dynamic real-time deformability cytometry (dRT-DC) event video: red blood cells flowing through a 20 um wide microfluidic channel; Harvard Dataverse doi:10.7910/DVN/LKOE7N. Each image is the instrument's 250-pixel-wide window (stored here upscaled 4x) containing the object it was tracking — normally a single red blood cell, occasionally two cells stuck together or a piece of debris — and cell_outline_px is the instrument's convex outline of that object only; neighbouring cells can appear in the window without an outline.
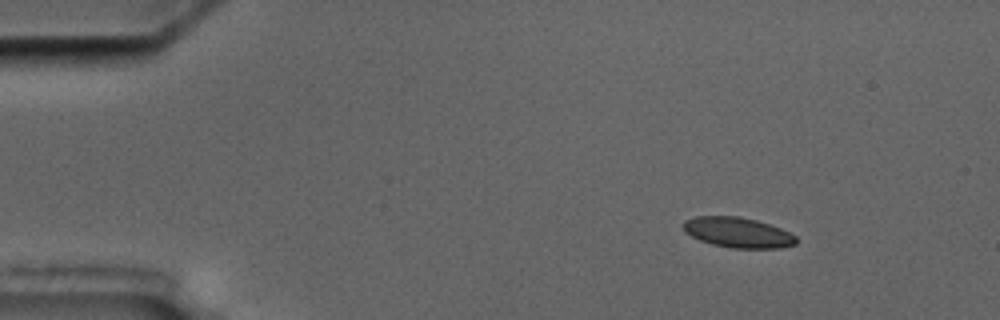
{"species": "common noctule bat (a hibernating species)", "species_latin": "Nyctalus noctula", "temperature_condition": "cold", "stored_images_in_passage": 6, "camera_frame_rate_fps": 3000, "um_per_image_px": 0.085, "animal": {"sex": "male", "body_mass_g": 17.5, "forearm_length_mm": 52.3}, "frame": {"image": 1, "passage_image": 1, "time_ms": 0.0, "image_size_px": [1000, 320], "cell_outline_px": [[796, 244], [780, 248], [732, 248], [712, 244], [700, 240], [684, 232], [684, 220], [696, 216], [740, 216], [756, 220], [780, 228], [796, 236]], "centroid_in_image_um": [62.71, 19.76], "position_along_channel_um": 22.3, "area_um2": 19.83}}
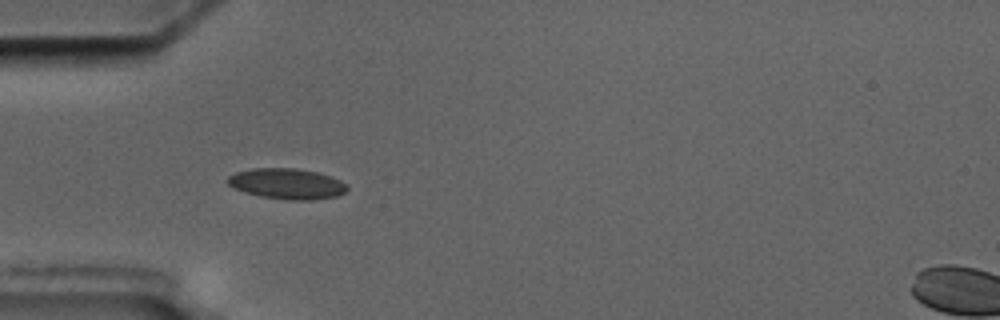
{"frame": {"image": 2, "passage_image": 4, "time_ms": 3.333, "image_size_px": [1000, 320], "cell_outline_px": [[348, 188], [344, 192], [336, 196], [312, 200], [292, 200], [260, 196], [244, 192], [228, 184], [228, 176], [236, 172], [252, 168], [296, 168], [316, 172], [332, 176], [348, 184]], "centroid_in_image_um": [24.41, 15.61], "position_along_channel_um": 60.6, "area_um2": 21.27}}
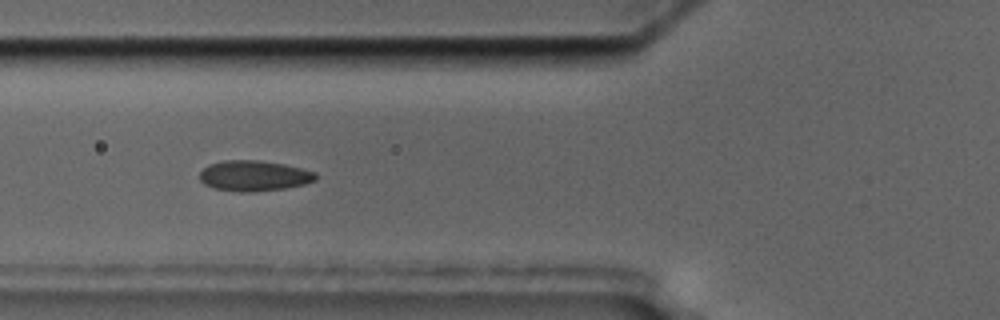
{"frame": {"image": 3, "passage_image": 5, "time_ms": 4.667, "image_size_px": [1000, 320], "cell_outline_px": [[316, 180], [304, 184], [284, 188], [256, 192], [240, 192], [216, 188], [204, 184], [200, 180], [200, 172], [208, 164], [224, 160], [260, 160], [284, 164], [316, 172]], "centroid_in_image_um": [21.58, 14.93], "position_along_channel_um": 104.2, "area_um2": 20.63}}